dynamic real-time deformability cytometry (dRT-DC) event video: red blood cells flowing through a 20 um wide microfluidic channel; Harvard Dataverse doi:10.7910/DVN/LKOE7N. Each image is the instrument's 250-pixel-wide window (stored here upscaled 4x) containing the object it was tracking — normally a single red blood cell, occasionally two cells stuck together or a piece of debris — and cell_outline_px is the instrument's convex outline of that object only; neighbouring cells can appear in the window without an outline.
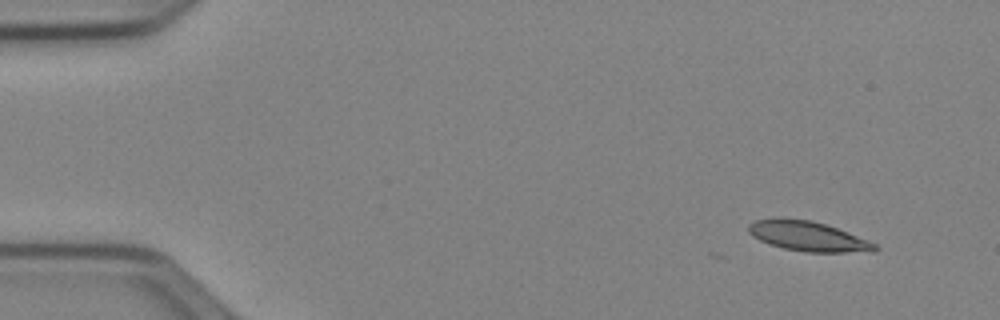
{"species": "Egyptian fruit bat (a non-hibernating species)", "species_latin": "Rousettus aegyptiacus", "temperature_condition": "cold", "stored_images_in_passage": 9, "camera_frame_rate_fps": 3000, "um_per_image_px": 0.085, "animal": {"sex": "female"}, "frame": {"image": 1, "passage_image": 1, "time_ms": 0.0, "image_size_px": [1000, 320], "cell_outline_px": [[880, 248], [872, 252], [808, 252], [784, 248], [760, 240], [752, 236], [748, 232], [748, 224], [756, 220], [812, 220], [836, 228], [868, 240], [876, 244]], "centroid_in_image_um": [68.74, 20.11], "position_along_channel_um": 16.3, "area_um2": 21.27}}